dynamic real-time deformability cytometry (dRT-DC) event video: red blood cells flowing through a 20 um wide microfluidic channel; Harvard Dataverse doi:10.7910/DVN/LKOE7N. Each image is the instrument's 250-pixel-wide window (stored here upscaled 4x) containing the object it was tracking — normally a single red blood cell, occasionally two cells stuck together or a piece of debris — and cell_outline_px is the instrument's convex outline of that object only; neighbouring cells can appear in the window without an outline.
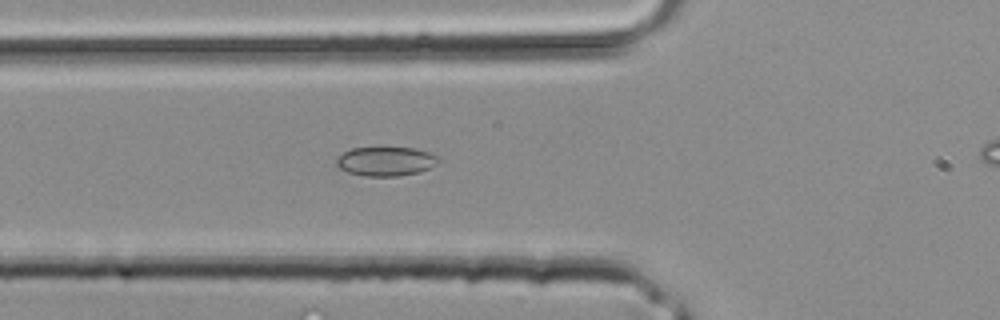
{"species": "common noctule bat (a hibernating species)", "species_latin": "Nyctalus noctula", "temperature_condition": "room temperature", "stored_images_in_passage": 4, "camera_frame_rate_fps": 3000, "um_per_image_px": 0.085, "animal": {"sex": "male", "body_mass_g": 20.4}, "frame": {"image": 1, "passage_image": 3, "time_ms": 0.667, "image_size_px": [1000, 320], "cell_outline_px": [[440, 160], [436, 164], [420, 172], [400, 176], [364, 176], [348, 172], [340, 168], [336, 164], [336, 160], [344, 152], [352, 148], [412, 148], [428, 152], [440, 156]], "centroid_in_image_um": [32.82, 13.72], "position_along_channel_um": 93.0, "area_um2": 17.22}}